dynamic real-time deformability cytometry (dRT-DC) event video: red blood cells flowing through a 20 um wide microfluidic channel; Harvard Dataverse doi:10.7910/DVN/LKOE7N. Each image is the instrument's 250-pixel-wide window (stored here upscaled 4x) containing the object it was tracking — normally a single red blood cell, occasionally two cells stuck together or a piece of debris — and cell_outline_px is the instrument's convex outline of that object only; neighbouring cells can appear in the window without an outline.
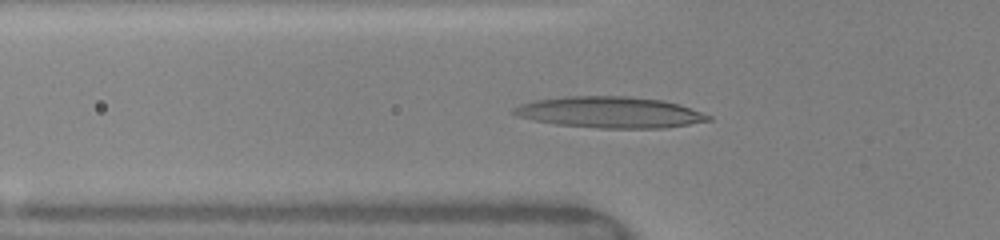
{"species": "human", "species_latin": "Homo sapiens", "temperature_condition": "warm", "stored_images_in_passage": 30, "camera_frame_rate_fps": 3000, "um_per_image_px": 0.085, "donor": {"sex": "female"}, "frame": {"image": 1, "passage_image": 7, "time_ms": 5.333, "image_size_px": [1000, 240], "cell_outline_px": [[712, 120], [664, 128], [600, 128], [556, 124], [516, 116], [512, 112], [512, 108], [520, 104], [536, 100], [568, 96], [628, 96], [664, 100], [680, 104], [712, 116]], "centroid_in_image_um": [51.86, 9.54], "position_along_channel_um": 73.9, "area_um2": 35.32}}
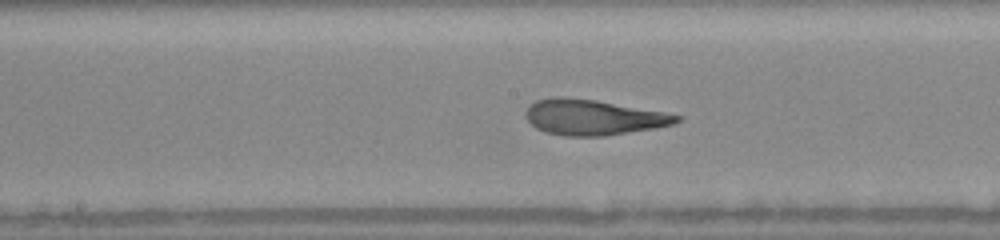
{"frame": {"image": 2, "passage_image": 14, "time_ms": 8.333, "image_size_px": [1000, 240], "cell_outline_px": [[680, 120], [672, 124], [656, 128], [604, 136], [564, 136], [548, 132], [536, 128], [528, 120], [524, 112], [536, 100], [552, 96], [564, 96], [596, 100], [664, 112], [680, 116]], "centroid_in_image_um": [50.39, 9.96], "position_along_channel_um": 197.8, "area_um2": 31.04}}
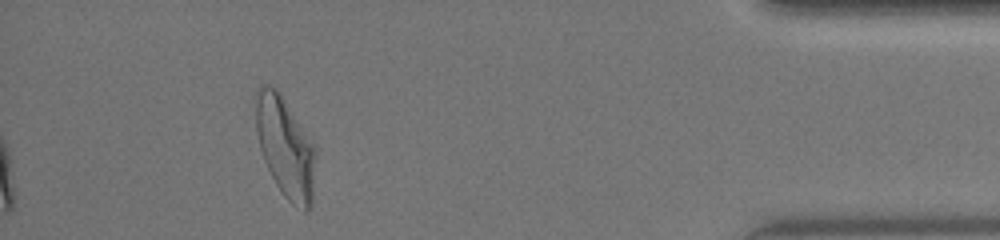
{"frame": {"image": 3, "passage_image": 29, "time_ms": 14.667, "image_size_px": [1000, 240], "cell_outline_px": [[316, 156], [312, 196], [308, 212], [304, 212], [292, 204], [284, 196], [276, 184], [264, 160], [260, 148], [256, 132], [256, 88], [260, 84], [268, 84], [276, 88], [280, 92], [316, 148]], "centroid_in_image_um": [24.24, 12.49], "position_along_channel_um": 411.0, "area_um2": 34.97}, "authors_computed_cell_mechanics": {"area_um2": 31.1542, "velocity_mm_per_s": 4.0941, "shape_relaxation_time_tau1_ms": 3.4429, "shape_relaxation_time_tau2_ms": 1.3887, "deformation_change_tau1": 0.2082, "deformation_change_tau2": 0.112}}